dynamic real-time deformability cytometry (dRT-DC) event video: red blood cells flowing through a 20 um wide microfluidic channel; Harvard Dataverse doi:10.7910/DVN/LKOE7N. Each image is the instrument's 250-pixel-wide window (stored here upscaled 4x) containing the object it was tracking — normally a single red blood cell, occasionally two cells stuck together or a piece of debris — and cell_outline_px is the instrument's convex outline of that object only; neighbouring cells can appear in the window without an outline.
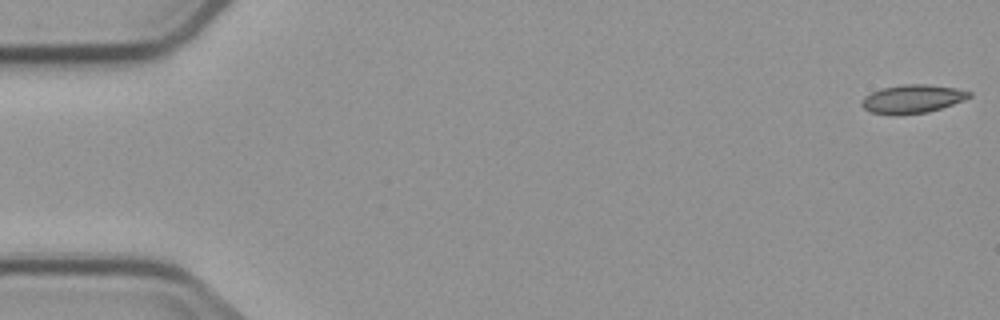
{"species": "common noctule bat (a hibernating species)", "species_latin": "Nyctalus noctula", "temperature_condition": "cold", "stored_images_in_passage": 3, "camera_frame_rate_fps": 3000, "um_per_image_px": 0.085, "animal": {"sex": "male", "body_mass_g": 23.1, "forearm_length_mm": 52.7}, "frame": {"image": 1, "passage_image": 1, "time_ms": 0.0, "image_size_px": [1000, 320], "cell_outline_px": [[972, 96], [964, 100], [928, 112], [872, 112], [864, 108], [860, 104], [864, 96], [872, 92], [884, 88], [904, 84], [928, 84], [956, 88], [972, 92]], "centroid_in_image_um": [77.61, 8.36], "position_along_channel_um": 7.4, "area_um2": 17.05}}